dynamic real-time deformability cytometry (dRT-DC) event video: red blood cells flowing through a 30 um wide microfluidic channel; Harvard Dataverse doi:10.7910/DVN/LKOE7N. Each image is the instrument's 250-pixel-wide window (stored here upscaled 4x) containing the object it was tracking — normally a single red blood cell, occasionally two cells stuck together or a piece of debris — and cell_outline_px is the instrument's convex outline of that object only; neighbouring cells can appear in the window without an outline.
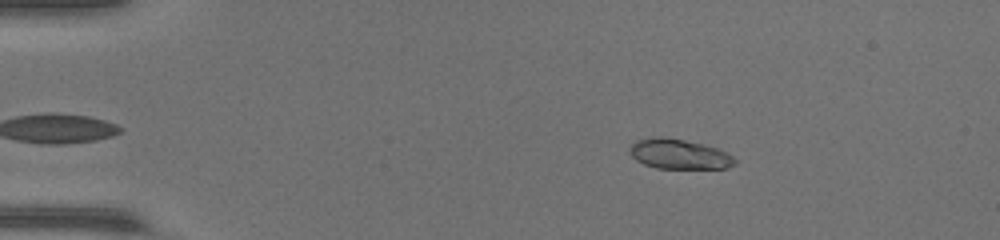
{"species": "common noctule bat (a hibernating species)", "species_latin": "Nyctalus noctula", "temperature_condition": "warm", "stored_images_in_passage": 52, "camera_frame_rate_fps": 3000, "um_per_image_px": 0.085, "animal": {"sex": "female", "body_mass_g": 17.0, "forearm_length_mm": 48.0}, "frame": {"image": 1, "passage_image": 7, "time_ms": 2.0, "image_size_px": [1000, 240], "cell_outline_px": [[736, 164], [728, 168], [656, 168], [644, 164], [636, 160], [628, 152], [628, 148], [636, 140], [652, 136], [664, 136], [704, 144], [716, 148], [732, 156], [736, 160]], "centroid_in_image_um": [57.67, 13.09], "position_along_channel_um": 27.3, "area_um2": 18.44}}
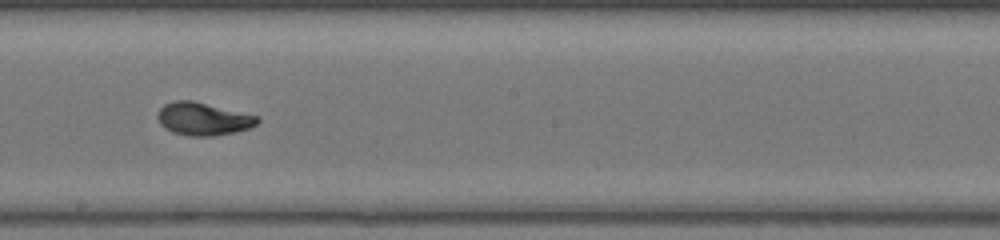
{"frame": {"image": 2, "passage_image": 29, "time_ms": 9.333, "image_size_px": [1000, 240], "cell_outline_px": [[260, 120], [256, 124], [248, 128], [232, 132], [212, 136], [188, 136], [172, 132], [164, 128], [160, 124], [156, 116], [156, 112], [164, 104], [172, 100], [192, 100], [260, 116]], "centroid_in_image_um": [17.22, 10.09], "position_along_channel_um": 231.0, "area_um2": 19.25}}
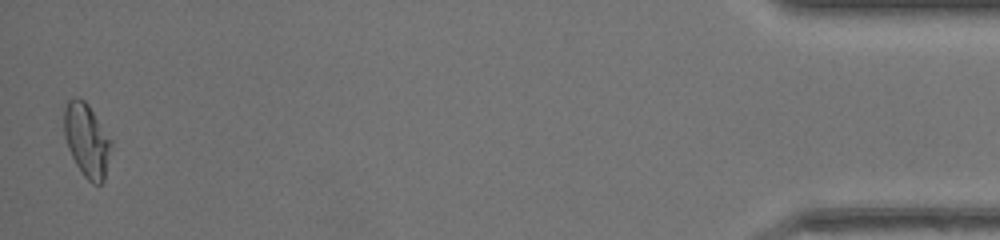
{"frame": {"image": 3, "passage_image": 51, "time_ms": 16.667, "image_size_px": [1000, 240], "cell_outline_px": [[112, 144], [104, 180], [100, 184], [92, 184], [84, 176], [76, 164], [68, 148], [64, 136], [64, 108], [68, 100], [76, 96], [84, 100], [88, 104], [112, 140]], "centroid_in_image_um": [7.37, 11.9], "position_along_channel_um": 427.8, "area_um2": 20.17}}